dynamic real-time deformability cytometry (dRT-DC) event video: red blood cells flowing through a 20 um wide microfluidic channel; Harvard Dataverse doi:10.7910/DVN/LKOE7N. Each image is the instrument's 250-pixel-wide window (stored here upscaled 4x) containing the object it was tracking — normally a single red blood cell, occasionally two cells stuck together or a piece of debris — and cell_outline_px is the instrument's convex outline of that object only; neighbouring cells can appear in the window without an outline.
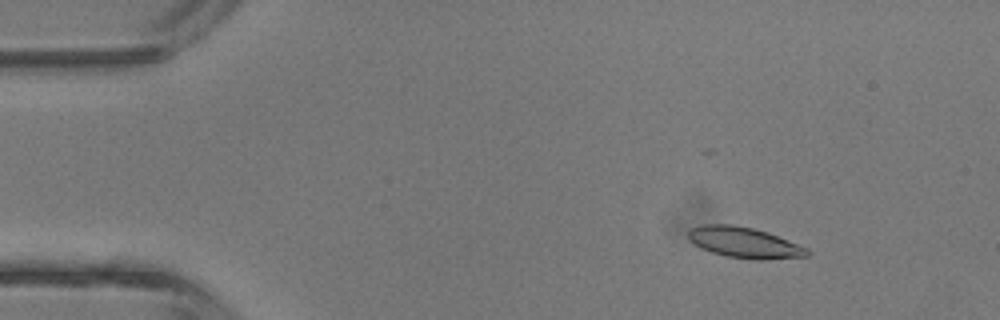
{"species": "common noctule bat (a hibernating species)", "species_latin": "Nyctalus noctula", "temperature_condition": "room temperature", "stored_images_in_passage": 4, "camera_frame_rate_fps": 3000, "um_per_image_px": 0.085, "animal": {"sex": "male", "body_mass_g": 13.3}, "frame": {"image": 1, "passage_image": 2, "time_ms": 1.333, "image_size_px": [1000, 320], "cell_outline_px": [[812, 252], [808, 256], [768, 260], [752, 260], [724, 256], [700, 248], [688, 240], [688, 232], [692, 228], [704, 224], [732, 224], [752, 228], [768, 232], [808, 248]], "centroid_in_image_um": [63.28, 20.63], "position_along_channel_um": 21.7, "area_um2": 21.62}}
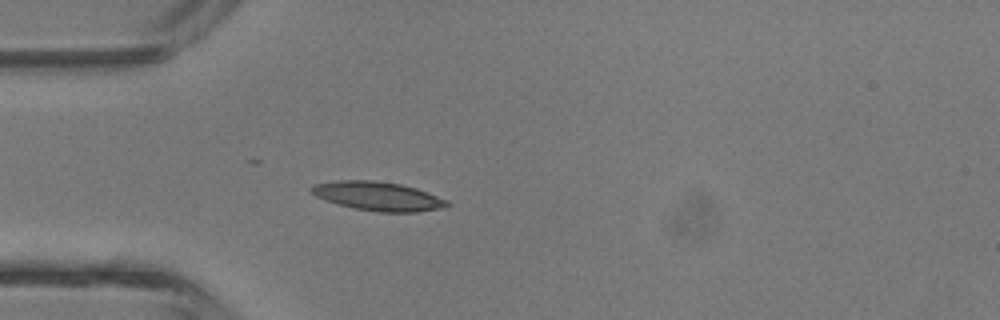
{"frame": {"image": 2, "passage_image": 4, "time_ms": 3.667, "image_size_px": [1000, 320], "cell_outline_px": [[452, 204], [440, 208], [416, 212], [380, 212], [352, 208], [324, 200], [308, 192], [308, 188], [312, 184], [336, 180], [372, 180], [400, 184], [416, 188], [448, 200]], "centroid_in_image_um": [32.06, 16.67], "position_along_channel_um": 52.9, "area_um2": 23.06}}